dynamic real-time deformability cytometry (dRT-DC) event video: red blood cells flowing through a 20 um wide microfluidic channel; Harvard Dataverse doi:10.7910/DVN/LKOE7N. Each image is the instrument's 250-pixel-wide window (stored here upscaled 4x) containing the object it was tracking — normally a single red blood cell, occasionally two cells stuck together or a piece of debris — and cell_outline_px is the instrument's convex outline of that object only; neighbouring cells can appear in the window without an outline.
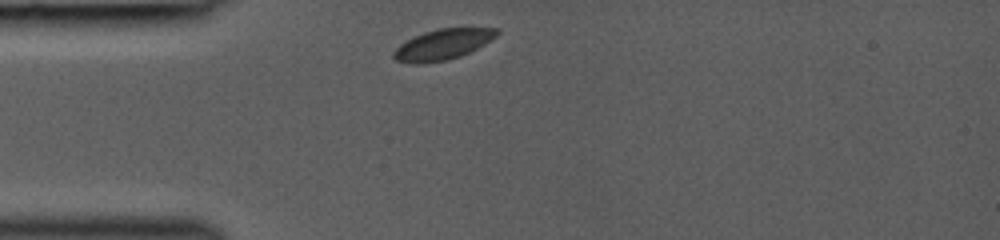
{"species": "common noctule bat (a hibernating species)", "species_latin": "Nyctalus noctula", "temperature_condition": "room temperature", "stored_images_in_passage": 28, "camera_frame_rate_fps": 3000, "um_per_image_px": 0.085, "animal": {"sex": "female", "body_mass_g": 19.0, "forearm_length_mm": 53.3}, "frame": {"image": 1, "passage_image": 1, "time_ms": 0.0, "image_size_px": [1000, 240], "cell_outline_px": [[500, 32], [496, 36], [484, 44], [460, 56], [448, 60], [424, 64], [412, 64], [396, 60], [392, 56], [392, 52], [400, 44], [424, 32], [440, 28], [500, 28]], "centroid_in_image_um": [37.62, 3.79], "position_along_channel_um": 47.4, "area_um2": 18.32}}
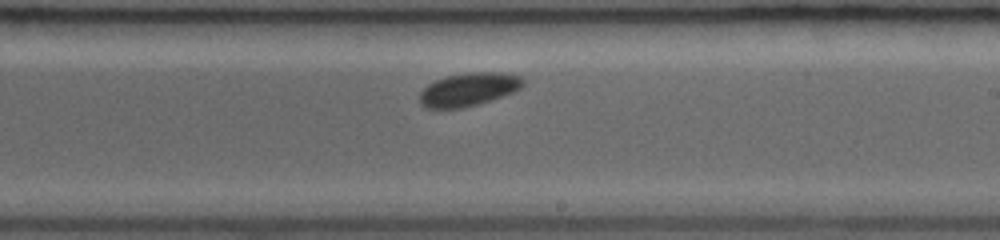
{"frame": {"image": 2, "passage_image": 16, "time_ms": 5.0, "image_size_px": [1000, 240], "cell_outline_px": [[524, 84], [520, 88], [512, 92], [464, 108], [424, 108], [420, 104], [420, 92], [428, 84], [436, 80], [448, 76], [468, 72], [504, 72], [520, 76], [524, 80]], "centroid_in_image_um": [39.82, 7.59], "position_along_channel_um": 249.2, "area_um2": 19.83}}
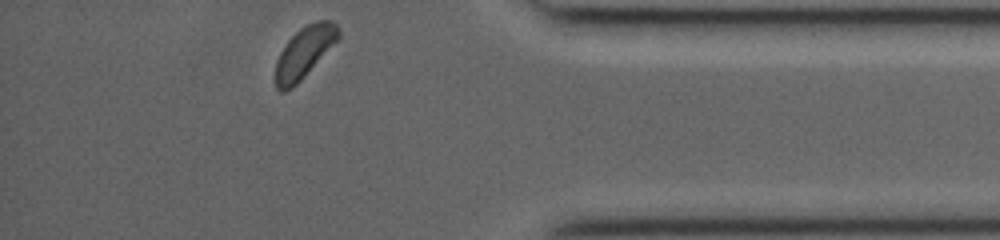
{"frame": {"image": 3, "passage_image": 28, "time_ms": 9.0, "image_size_px": [1000, 240], "cell_outline_px": [[340, 36], [304, 76], [292, 88], [284, 92], [280, 92], [276, 88], [276, 60], [280, 52], [288, 40], [300, 28], [308, 24], [320, 20], [332, 20], [340, 28]], "centroid_in_image_um": [25.85, 4.43], "position_along_channel_um": 409.3, "area_um2": 18.38}}